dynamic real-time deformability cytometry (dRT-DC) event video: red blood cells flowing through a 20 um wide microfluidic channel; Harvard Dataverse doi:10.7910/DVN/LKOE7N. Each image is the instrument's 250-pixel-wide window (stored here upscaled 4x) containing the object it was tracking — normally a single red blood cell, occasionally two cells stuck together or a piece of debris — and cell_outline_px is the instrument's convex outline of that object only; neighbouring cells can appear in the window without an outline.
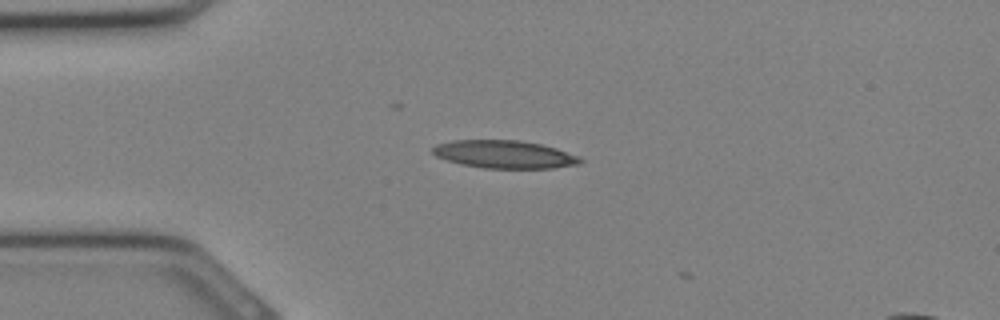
{"species": "Egyptian fruit bat (a non-hibernating species)", "species_latin": "Rousettus aegyptiacus", "temperature_condition": "cold", "stored_images_in_passage": 20, "camera_frame_rate_fps": 3000, "um_per_image_px": 0.085, "animal": {"sex": "female"}, "frame": {"image": 1, "passage_image": 1, "time_ms": 0.0, "image_size_px": [1000, 320], "cell_outline_px": [[584, 160], [576, 164], [552, 168], [484, 168], [460, 164], [436, 156], [432, 152], [432, 148], [436, 144], [452, 140], [520, 140], [540, 144], [556, 148], [580, 156]], "centroid_in_image_um": [42.86, 13.11], "position_along_channel_um": 42.1, "area_um2": 23.93}}
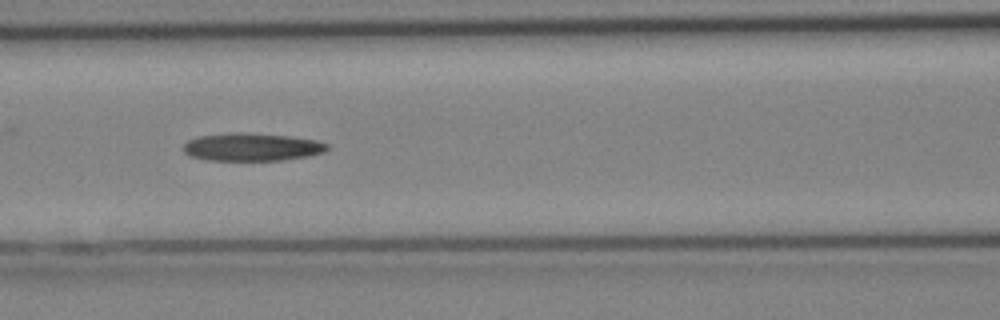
{"frame": {"image": 2, "passage_image": 7, "time_ms": 2.0, "image_size_px": [1000, 320], "cell_outline_px": [[328, 148], [324, 152], [308, 156], [284, 160], [208, 160], [192, 156], [184, 152], [184, 144], [188, 140], [200, 136], [232, 132], [240, 132], [288, 136], [316, 140], [328, 144]], "centroid_in_image_um": [21.42, 12.49], "position_along_channel_um": 145.2, "area_um2": 23.18}}
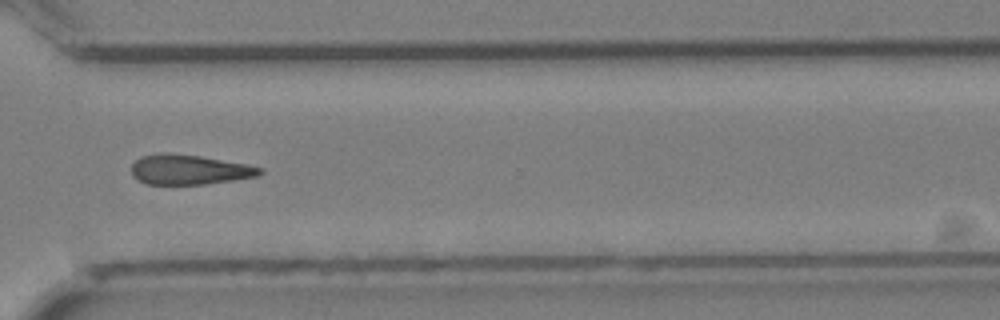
{"frame": {"image": 3, "passage_image": 17, "time_ms": 5.333, "image_size_px": [1000, 320], "cell_outline_px": [[264, 172], [256, 176], [236, 180], [204, 184], [144, 184], [132, 176], [132, 164], [140, 156], [168, 152], [200, 156], [248, 164], [264, 168]], "centroid_in_image_um": [16.1, 14.42], "position_along_channel_um": 354.5, "area_um2": 22.54}}